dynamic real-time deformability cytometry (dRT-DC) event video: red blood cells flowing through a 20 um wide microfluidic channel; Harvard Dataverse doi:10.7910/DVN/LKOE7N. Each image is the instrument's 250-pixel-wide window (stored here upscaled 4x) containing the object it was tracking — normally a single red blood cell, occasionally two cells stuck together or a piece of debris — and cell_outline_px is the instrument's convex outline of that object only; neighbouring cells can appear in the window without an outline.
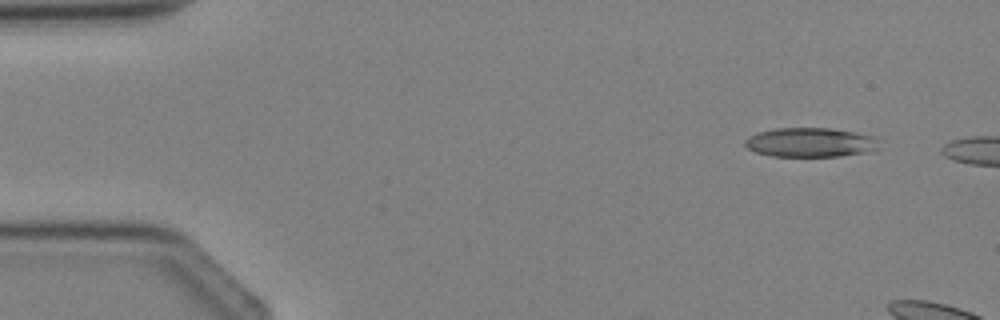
{"species": "Egyptian fruit bat (a non-hibernating species)", "species_latin": "Rousettus aegyptiacus", "temperature_condition": "cold", "stored_images_in_passage": 2, "camera_frame_rate_fps": 3000, "um_per_image_px": 0.085, "animal": {"sex": "female"}, "frame": {"image": 1, "passage_image": 1, "time_ms": 0.0, "image_size_px": [1000, 320], "cell_outline_px": [[880, 140], [876, 148], [872, 152], [840, 156], [772, 156], [756, 152], [748, 148], [744, 144], [744, 140], [748, 136], [756, 132], [776, 128], [832, 128], [852, 132], [868, 136]], "centroid_in_image_um": [68.84, 12.1], "position_along_channel_um": 16.2, "area_um2": 22.89}}